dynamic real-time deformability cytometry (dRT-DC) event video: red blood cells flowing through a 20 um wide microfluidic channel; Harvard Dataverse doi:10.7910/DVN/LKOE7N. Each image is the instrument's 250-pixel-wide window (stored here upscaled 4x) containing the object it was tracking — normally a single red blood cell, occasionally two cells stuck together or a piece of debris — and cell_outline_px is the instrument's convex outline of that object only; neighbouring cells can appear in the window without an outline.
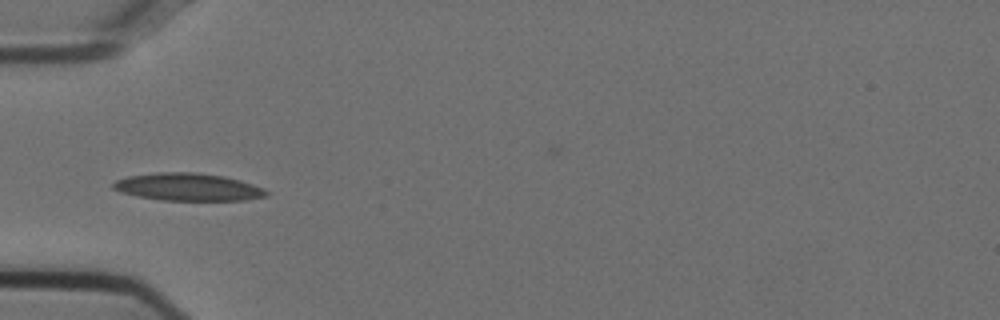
{"species": "Egyptian fruit bat (a non-hibernating species)", "species_latin": "Rousettus aegyptiacus", "temperature_condition": "cold", "stored_images_in_passage": 34, "camera_frame_rate_fps": 3000, "um_per_image_px": 0.085, "animal": {"sex": "female"}, "frame": {"image": 1, "passage_image": 1, "time_ms": 0.0, "image_size_px": [1000, 320], "cell_outline_px": [[268, 192], [264, 196], [244, 200], [164, 200], [136, 196], [120, 192], [112, 188], [112, 184], [116, 180], [128, 176], [156, 172], [196, 172], [224, 176], [240, 180], [264, 188]], "centroid_in_image_um": [15.94, 15.88], "position_along_channel_um": 69.1, "area_um2": 24.51}}
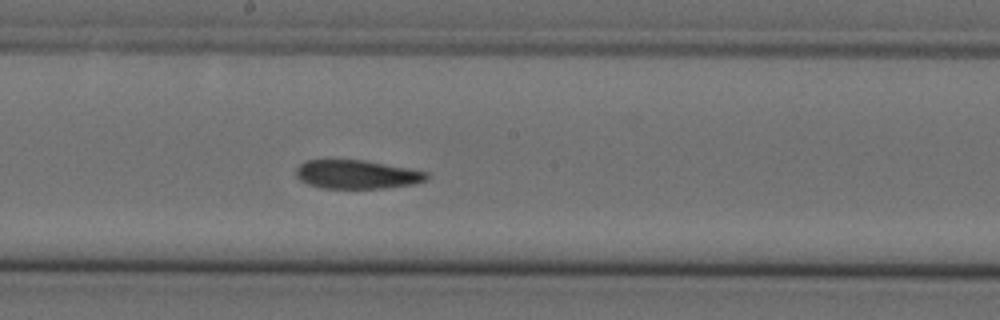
{"frame": {"image": 2, "passage_image": 13, "time_ms": 4.0, "image_size_px": [1000, 320], "cell_outline_px": [[428, 180], [416, 184], [384, 188], [320, 188], [308, 184], [300, 180], [296, 176], [296, 168], [300, 164], [308, 160], [364, 160], [408, 168], [428, 172]], "centroid_in_image_um": [30.35, 14.83], "position_along_channel_um": 217.8, "area_um2": 21.91}}
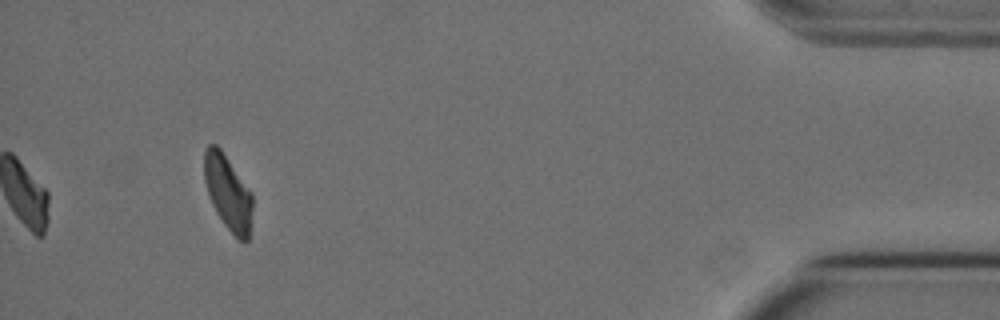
{"frame": {"image": 3, "passage_image": 34, "time_ms": 11.0, "image_size_px": [1000, 320], "cell_outline_px": [[252, 208], [248, 240], [244, 244], [224, 224], [216, 212], [212, 204], [204, 180], [204, 152], [208, 144], [216, 144], [220, 148], [252, 192]], "centroid_in_image_um": [19.37, 16.35], "position_along_channel_um": 415.8, "area_um2": 20.87}, "authors_computed_cell_mechanics": {"area_um2": 22.6865, "velocity_mm_per_s": 3.7219, "shape_relaxation_time_tau1_ms": 9.1373, "shape_relaxation_time_tau2_ms": 3.7792, "deformation_change_tau1": 0.2262, "deformation_change_tau2": 0.1115}}